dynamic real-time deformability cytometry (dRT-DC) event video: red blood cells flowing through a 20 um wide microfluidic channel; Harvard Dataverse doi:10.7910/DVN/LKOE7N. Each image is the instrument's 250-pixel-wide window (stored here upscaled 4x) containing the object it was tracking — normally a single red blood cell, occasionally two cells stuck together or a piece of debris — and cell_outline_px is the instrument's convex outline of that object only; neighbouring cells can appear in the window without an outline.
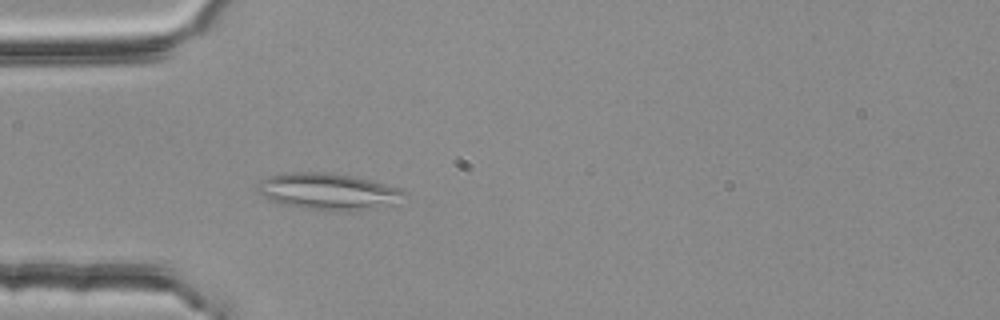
{"species": "common noctule bat (a hibernating species)", "species_latin": "Nyctalus noctula", "temperature_condition": "room temperature", "stored_images_in_passage": 4, "camera_frame_rate_fps": 3000, "um_per_image_px": 0.085, "animal": {"sex": "female", "body_mass_g": 25.1}, "frame": {"image": 1, "passage_image": 4, "time_ms": 1.0, "image_size_px": [1000, 320], "cell_outline_px": [[408, 196], [396, 204], [376, 208], [348, 212], [324, 212], [300, 208], [280, 204], [256, 192], [256, 188], [260, 180], [268, 176], [288, 172], [332, 172], [356, 176], [396, 188], [408, 192]], "centroid_in_image_um": [27.91, 16.3], "position_along_channel_um": 57.1, "area_um2": 32.19}}